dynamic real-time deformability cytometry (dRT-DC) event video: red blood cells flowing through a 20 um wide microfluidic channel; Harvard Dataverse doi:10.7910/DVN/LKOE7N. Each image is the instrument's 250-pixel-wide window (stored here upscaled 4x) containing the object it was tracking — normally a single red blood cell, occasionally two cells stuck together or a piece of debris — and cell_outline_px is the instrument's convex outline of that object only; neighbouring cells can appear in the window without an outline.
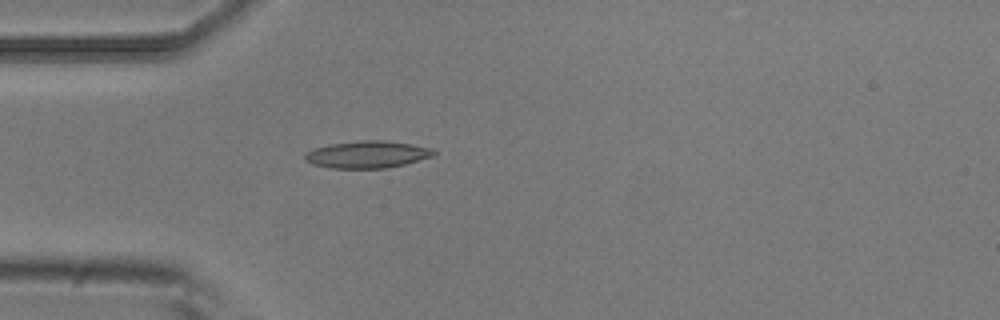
{"species": "common noctule bat (a hibernating species)", "species_latin": "Nyctalus noctula", "temperature_condition": "room temperature", "stored_images_in_passage": 4, "camera_frame_rate_fps": 3000, "um_per_image_px": 0.085, "animal": {"sex": "male", "body_mass_g": 20.5, "forearm_length_mm": 52.5}, "frame": {"image": 1, "passage_image": 4, "time_ms": 1.0, "image_size_px": [1000, 320], "cell_outline_px": [[436, 156], [388, 168], [332, 168], [312, 164], [304, 160], [304, 156], [308, 152], [316, 148], [328, 144], [360, 140], [384, 140], [432, 148], [436, 152]], "centroid_in_image_um": [31.24, 13.13], "position_along_channel_um": 53.8, "area_um2": 20.35}}